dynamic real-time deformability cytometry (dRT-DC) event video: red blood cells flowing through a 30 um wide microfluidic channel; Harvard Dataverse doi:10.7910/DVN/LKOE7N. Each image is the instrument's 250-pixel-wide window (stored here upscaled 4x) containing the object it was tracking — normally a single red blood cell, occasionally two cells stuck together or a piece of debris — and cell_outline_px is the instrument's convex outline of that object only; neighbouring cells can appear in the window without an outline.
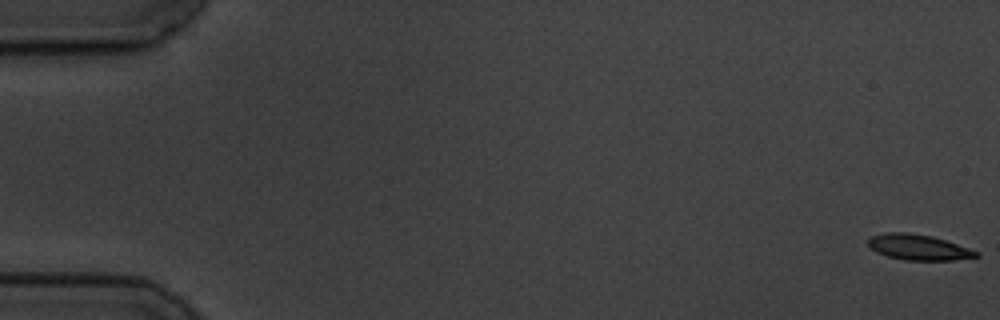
{"species": "common noctule bat (a hibernating species)", "species_latin": "Nyctalus noctula", "temperature_condition": "cold", "stored_images_in_passage": 5, "camera_frame_rate_fps": 3000, "um_per_image_px": 0.085, "animal": {"sex": "male", "body_mass_g": 19.5, "forearm_length_mm": 54.6}, "frame": {"image": 1, "passage_image": 1, "time_ms": 0.0, "image_size_px": [1000, 320], "cell_outline_px": [[980, 256], [952, 260], [904, 260], [888, 256], [876, 252], [868, 244], [868, 240], [872, 236], [884, 232], [908, 232], [932, 236], [980, 252]], "centroid_in_image_um": [78.06, 21.01], "position_along_channel_um": 6.9, "area_um2": 15.95}}
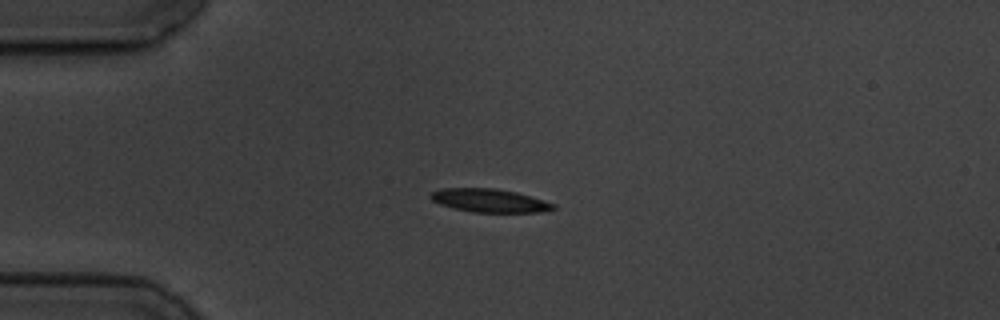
{"frame": {"image": 2, "passage_image": 5, "time_ms": 4.667, "image_size_px": [1000, 320], "cell_outline_px": [[556, 208], [540, 212], [472, 212], [452, 208], [440, 204], [432, 200], [428, 196], [432, 192], [440, 188], [496, 188], [516, 192], [556, 204]], "centroid_in_image_um": [41.57, 17.04], "position_along_channel_um": 43.4, "area_um2": 16.7}}